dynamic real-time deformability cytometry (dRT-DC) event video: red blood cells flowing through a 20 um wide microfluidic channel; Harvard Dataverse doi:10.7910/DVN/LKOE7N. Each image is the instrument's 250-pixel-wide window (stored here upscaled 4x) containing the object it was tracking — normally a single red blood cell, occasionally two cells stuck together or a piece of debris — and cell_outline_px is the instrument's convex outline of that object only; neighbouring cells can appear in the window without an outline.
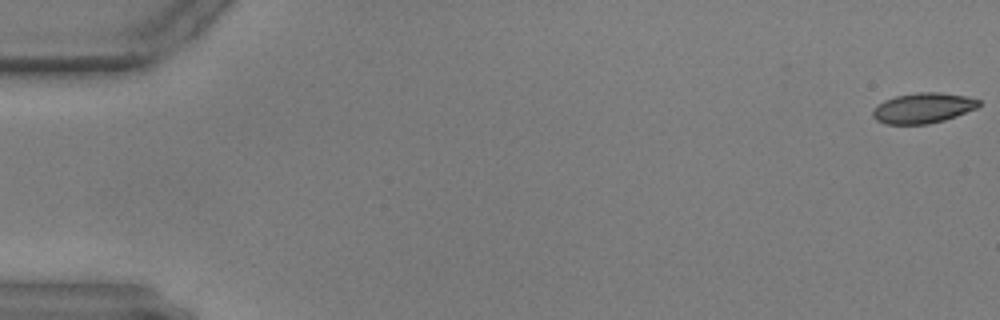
{"species": "common noctule bat (a hibernating species)", "species_latin": "Nyctalus noctula", "temperature_condition": "warm", "stored_images_in_passage": 59, "camera_frame_rate_fps": 3000, "um_per_image_px": 0.085, "animal": {"sex": "male", "body_mass_g": 17.9, "forearm_length_mm": 54.2}, "frame": {"image": 1, "passage_image": 1, "time_ms": 0.0, "image_size_px": [1000, 320], "cell_outline_px": [[980, 104], [976, 108], [956, 116], [944, 120], [928, 124], [884, 124], [876, 120], [872, 116], [872, 112], [884, 100], [896, 96], [916, 92], [940, 92], [964, 96], [980, 100]], "centroid_in_image_um": [78.45, 9.18], "position_along_channel_um": 6.6, "area_um2": 18.61}}
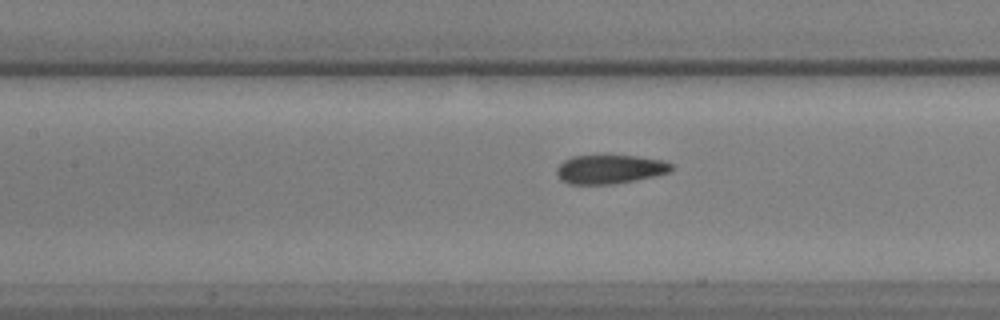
{"frame": {"image": 2, "passage_image": 27, "time_ms": 8.667, "image_size_px": [1000, 320], "cell_outline_px": [[672, 168], [668, 172], [636, 180], [616, 184], [568, 184], [560, 180], [556, 172], [556, 168], [564, 160], [572, 156], [636, 156], [660, 160], [672, 164]], "centroid_in_image_um": [51.78, 14.4], "position_along_channel_um": 155.6, "area_um2": 19.13}}
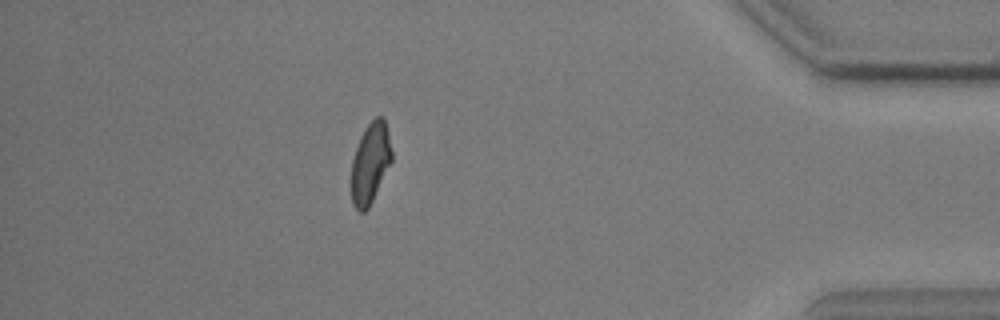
{"frame": {"image": 3, "passage_image": 52, "time_ms": 17.0, "image_size_px": [1000, 320], "cell_outline_px": [[392, 160], [368, 208], [364, 212], [360, 212], [352, 204], [352, 160], [360, 136], [364, 128], [376, 116], [380, 116], [384, 120], [388, 132], [392, 152]], "centroid_in_image_um": [31.47, 13.84], "position_along_channel_um": 403.7, "area_um2": 18.67}}